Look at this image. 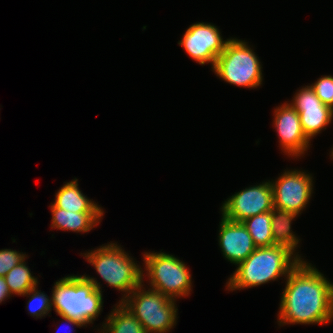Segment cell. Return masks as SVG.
<instances>
[{
    "mask_svg": "<svg viewBox=\"0 0 333 333\" xmlns=\"http://www.w3.org/2000/svg\"><path fill=\"white\" fill-rule=\"evenodd\" d=\"M142 283L121 302L141 322L146 333H168L177 324L176 300Z\"/></svg>",
    "mask_w": 333,
    "mask_h": 333,
    "instance_id": "cell-7",
    "label": "cell"
},
{
    "mask_svg": "<svg viewBox=\"0 0 333 333\" xmlns=\"http://www.w3.org/2000/svg\"><path fill=\"white\" fill-rule=\"evenodd\" d=\"M273 125L279 138L282 152L294 159L304 156L310 148V141L306 138L299 113L285 101L274 108Z\"/></svg>",
    "mask_w": 333,
    "mask_h": 333,
    "instance_id": "cell-11",
    "label": "cell"
},
{
    "mask_svg": "<svg viewBox=\"0 0 333 333\" xmlns=\"http://www.w3.org/2000/svg\"><path fill=\"white\" fill-rule=\"evenodd\" d=\"M100 282L89 275H67L54 283L52 308L56 315L81 323L93 324L103 307Z\"/></svg>",
    "mask_w": 333,
    "mask_h": 333,
    "instance_id": "cell-2",
    "label": "cell"
},
{
    "mask_svg": "<svg viewBox=\"0 0 333 333\" xmlns=\"http://www.w3.org/2000/svg\"><path fill=\"white\" fill-rule=\"evenodd\" d=\"M61 317V320L62 321H65L66 322V324L67 323H69V324H71L72 326L74 325V326H76V327H83L84 325H82L81 323H79V322H77V321H75V320H72V319H69V318H66V317H63V316H60ZM71 327V326H70ZM68 329V328H67ZM72 328H70V333H72V331L73 330H71ZM68 331V332H69Z\"/></svg>",
    "mask_w": 333,
    "mask_h": 333,
    "instance_id": "cell-24",
    "label": "cell"
},
{
    "mask_svg": "<svg viewBox=\"0 0 333 333\" xmlns=\"http://www.w3.org/2000/svg\"><path fill=\"white\" fill-rule=\"evenodd\" d=\"M331 149H332V150L330 151V153H331V154H330V158L332 157L331 159L333 160V148H331Z\"/></svg>",
    "mask_w": 333,
    "mask_h": 333,
    "instance_id": "cell-25",
    "label": "cell"
},
{
    "mask_svg": "<svg viewBox=\"0 0 333 333\" xmlns=\"http://www.w3.org/2000/svg\"><path fill=\"white\" fill-rule=\"evenodd\" d=\"M300 259L287 247H257L243 262L237 265L228 278L225 289L242 290L260 286L288 274L300 263Z\"/></svg>",
    "mask_w": 333,
    "mask_h": 333,
    "instance_id": "cell-3",
    "label": "cell"
},
{
    "mask_svg": "<svg viewBox=\"0 0 333 333\" xmlns=\"http://www.w3.org/2000/svg\"><path fill=\"white\" fill-rule=\"evenodd\" d=\"M52 214L51 229L72 231L76 233H89L101 222L104 212H70L56 207L53 203L49 206Z\"/></svg>",
    "mask_w": 333,
    "mask_h": 333,
    "instance_id": "cell-14",
    "label": "cell"
},
{
    "mask_svg": "<svg viewBox=\"0 0 333 333\" xmlns=\"http://www.w3.org/2000/svg\"><path fill=\"white\" fill-rule=\"evenodd\" d=\"M78 186L77 178L65 182L57 191L55 201L52 203L70 212H104L103 208L87 198Z\"/></svg>",
    "mask_w": 333,
    "mask_h": 333,
    "instance_id": "cell-15",
    "label": "cell"
},
{
    "mask_svg": "<svg viewBox=\"0 0 333 333\" xmlns=\"http://www.w3.org/2000/svg\"><path fill=\"white\" fill-rule=\"evenodd\" d=\"M38 286L30 289L25 295L27 298H29L27 303V310L29 311V314L32 317L37 318H43L48 314H51L52 308V300L51 296L50 298L45 294L44 292H41V290L38 291Z\"/></svg>",
    "mask_w": 333,
    "mask_h": 333,
    "instance_id": "cell-20",
    "label": "cell"
},
{
    "mask_svg": "<svg viewBox=\"0 0 333 333\" xmlns=\"http://www.w3.org/2000/svg\"><path fill=\"white\" fill-rule=\"evenodd\" d=\"M28 256L26 253L12 249L0 250V276L4 277L12 268L20 264Z\"/></svg>",
    "mask_w": 333,
    "mask_h": 333,
    "instance_id": "cell-22",
    "label": "cell"
},
{
    "mask_svg": "<svg viewBox=\"0 0 333 333\" xmlns=\"http://www.w3.org/2000/svg\"><path fill=\"white\" fill-rule=\"evenodd\" d=\"M274 208L270 180L235 192L221 206V214L228 220L243 222L246 218L271 211Z\"/></svg>",
    "mask_w": 333,
    "mask_h": 333,
    "instance_id": "cell-9",
    "label": "cell"
},
{
    "mask_svg": "<svg viewBox=\"0 0 333 333\" xmlns=\"http://www.w3.org/2000/svg\"><path fill=\"white\" fill-rule=\"evenodd\" d=\"M143 259L142 279L148 277L150 288L172 300L191 294L192 275L184 261L162 250L144 252Z\"/></svg>",
    "mask_w": 333,
    "mask_h": 333,
    "instance_id": "cell-6",
    "label": "cell"
},
{
    "mask_svg": "<svg viewBox=\"0 0 333 333\" xmlns=\"http://www.w3.org/2000/svg\"><path fill=\"white\" fill-rule=\"evenodd\" d=\"M285 283L277 314L279 326L333 321V283L314 265L300 261Z\"/></svg>",
    "mask_w": 333,
    "mask_h": 333,
    "instance_id": "cell-1",
    "label": "cell"
},
{
    "mask_svg": "<svg viewBox=\"0 0 333 333\" xmlns=\"http://www.w3.org/2000/svg\"><path fill=\"white\" fill-rule=\"evenodd\" d=\"M219 224L218 245L223 257L237 266L257 247L242 222L231 221L221 215Z\"/></svg>",
    "mask_w": 333,
    "mask_h": 333,
    "instance_id": "cell-13",
    "label": "cell"
},
{
    "mask_svg": "<svg viewBox=\"0 0 333 333\" xmlns=\"http://www.w3.org/2000/svg\"><path fill=\"white\" fill-rule=\"evenodd\" d=\"M105 320L101 330L98 329L100 333H146L141 322L121 302L114 306Z\"/></svg>",
    "mask_w": 333,
    "mask_h": 333,
    "instance_id": "cell-17",
    "label": "cell"
},
{
    "mask_svg": "<svg viewBox=\"0 0 333 333\" xmlns=\"http://www.w3.org/2000/svg\"><path fill=\"white\" fill-rule=\"evenodd\" d=\"M217 77L238 87L259 88L263 82L262 64L245 40L229 38L212 69Z\"/></svg>",
    "mask_w": 333,
    "mask_h": 333,
    "instance_id": "cell-5",
    "label": "cell"
},
{
    "mask_svg": "<svg viewBox=\"0 0 333 333\" xmlns=\"http://www.w3.org/2000/svg\"><path fill=\"white\" fill-rule=\"evenodd\" d=\"M81 255L94 266L97 274L108 286L122 292L119 302H122L142 283L143 268L117 242L102 244Z\"/></svg>",
    "mask_w": 333,
    "mask_h": 333,
    "instance_id": "cell-4",
    "label": "cell"
},
{
    "mask_svg": "<svg viewBox=\"0 0 333 333\" xmlns=\"http://www.w3.org/2000/svg\"><path fill=\"white\" fill-rule=\"evenodd\" d=\"M271 211L246 218L242 223L251 235L256 247L274 246Z\"/></svg>",
    "mask_w": 333,
    "mask_h": 333,
    "instance_id": "cell-18",
    "label": "cell"
},
{
    "mask_svg": "<svg viewBox=\"0 0 333 333\" xmlns=\"http://www.w3.org/2000/svg\"><path fill=\"white\" fill-rule=\"evenodd\" d=\"M310 86L319 99L333 110V76L324 75Z\"/></svg>",
    "mask_w": 333,
    "mask_h": 333,
    "instance_id": "cell-21",
    "label": "cell"
},
{
    "mask_svg": "<svg viewBox=\"0 0 333 333\" xmlns=\"http://www.w3.org/2000/svg\"><path fill=\"white\" fill-rule=\"evenodd\" d=\"M272 222V236H273V244L276 246H284L290 249L301 261H304L302 256H300L297 252V248L300 239L295 232L292 231L291 225L292 221L298 216V214L293 213L291 211L281 210L277 208H273L271 210Z\"/></svg>",
    "mask_w": 333,
    "mask_h": 333,
    "instance_id": "cell-16",
    "label": "cell"
},
{
    "mask_svg": "<svg viewBox=\"0 0 333 333\" xmlns=\"http://www.w3.org/2000/svg\"><path fill=\"white\" fill-rule=\"evenodd\" d=\"M288 102L299 113L304 134L310 142L332 123L333 110L319 99L310 85L297 90Z\"/></svg>",
    "mask_w": 333,
    "mask_h": 333,
    "instance_id": "cell-12",
    "label": "cell"
},
{
    "mask_svg": "<svg viewBox=\"0 0 333 333\" xmlns=\"http://www.w3.org/2000/svg\"><path fill=\"white\" fill-rule=\"evenodd\" d=\"M11 297L8 285L4 277L0 276V304Z\"/></svg>",
    "mask_w": 333,
    "mask_h": 333,
    "instance_id": "cell-23",
    "label": "cell"
},
{
    "mask_svg": "<svg viewBox=\"0 0 333 333\" xmlns=\"http://www.w3.org/2000/svg\"><path fill=\"white\" fill-rule=\"evenodd\" d=\"M26 259L12 268L5 276L11 296H23L30 289L38 286V277L33 276L31 269L26 265Z\"/></svg>",
    "mask_w": 333,
    "mask_h": 333,
    "instance_id": "cell-19",
    "label": "cell"
},
{
    "mask_svg": "<svg viewBox=\"0 0 333 333\" xmlns=\"http://www.w3.org/2000/svg\"><path fill=\"white\" fill-rule=\"evenodd\" d=\"M313 179L309 172L285 169L277 179L270 181L274 207L301 215L312 197Z\"/></svg>",
    "mask_w": 333,
    "mask_h": 333,
    "instance_id": "cell-8",
    "label": "cell"
},
{
    "mask_svg": "<svg viewBox=\"0 0 333 333\" xmlns=\"http://www.w3.org/2000/svg\"><path fill=\"white\" fill-rule=\"evenodd\" d=\"M217 26L198 22L187 28L178 42L193 60L200 65L211 64L213 69L216 59L223 52L229 39L224 40Z\"/></svg>",
    "mask_w": 333,
    "mask_h": 333,
    "instance_id": "cell-10",
    "label": "cell"
}]
</instances>
